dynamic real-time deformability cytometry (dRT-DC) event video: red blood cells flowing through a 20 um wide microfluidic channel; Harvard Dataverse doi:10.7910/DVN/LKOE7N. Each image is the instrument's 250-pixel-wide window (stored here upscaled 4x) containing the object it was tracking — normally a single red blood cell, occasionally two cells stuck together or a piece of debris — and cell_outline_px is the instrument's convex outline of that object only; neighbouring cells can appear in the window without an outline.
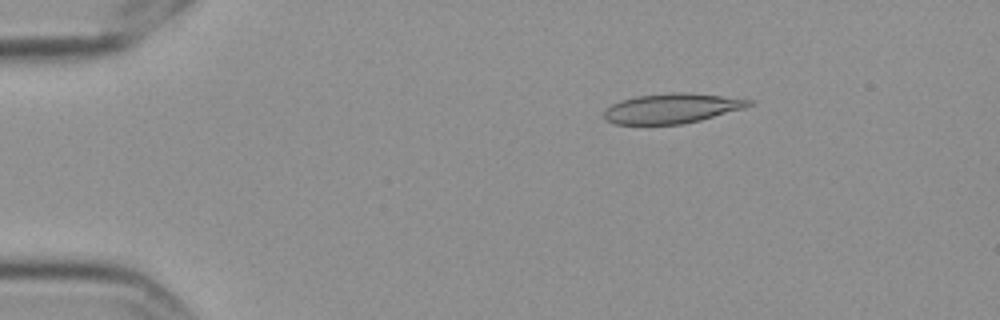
{"species": "Egyptian fruit bat (a non-hibernating species)", "species_latin": "Rousettus aegyptiacus", "temperature_condition": "cold", "stored_images_in_passage": 57, "camera_frame_rate_fps": 3000, "um_per_image_px": 0.085, "frame": {"image": 1, "passage_image": 10, "time_ms": 3.0, "image_size_px": [1000, 320], "cell_outline_px": [[752, 104], [744, 108], [700, 120], [680, 124], [616, 124], [604, 120], [604, 108], [620, 100], [636, 96], [668, 92], [688, 92], [752, 100]], "centroid_in_image_um": [57.04, 9.2], "position_along_channel_um": 28.0, "area_um2": 25.14}}
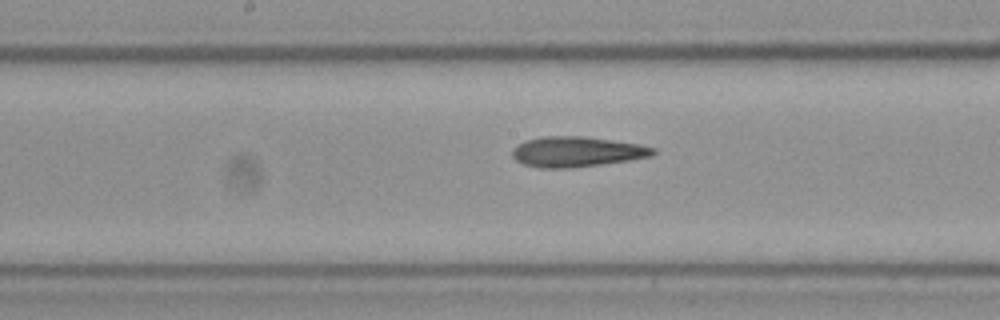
{"frame": {"image": 2, "passage_image": 30, "time_ms": 9.667, "image_size_px": [1000, 320], "cell_outline_px": [[656, 152], [652, 156], [628, 160], [600, 164], [568, 168], [540, 168], [524, 164], [516, 160], [512, 156], [512, 148], [524, 140], [540, 136], [584, 136], [636, 144], [656, 148]], "centroid_in_image_um": [48.97, 12.89], "position_along_channel_um": 199.2, "area_um2": 24.74}}
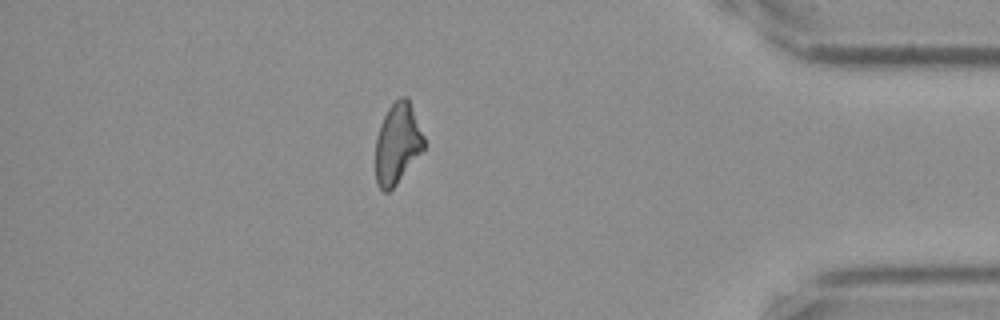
{"frame": {"image": 3, "passage_image": 50, "time_ms": 16.333, "image_size_px": [1000, 320], "cell_outline_px": [[424, 148], [396, 184], [388, 192], [384, 192], [376, 184], [376, 136], [380, 124], [388, 108], [400, 96], [408, 96], [424, 136]], "centroid_in_image_um": [33.77, 12.17], "position_along_channel_um": 401.4, "area_um2": 22.6}, "authors_computed_cell_mechanics": {"area_um2": 24.6806, "velocity_mm_per_s": 3.5719, "shape_relaxation_time_tau1_ms": 10.7386, "shape_relaxation_time_tau2_ms": 6.0563, "deformation_change_tau1": 0.2132, "deformation_change_tau2": 0.1614}}